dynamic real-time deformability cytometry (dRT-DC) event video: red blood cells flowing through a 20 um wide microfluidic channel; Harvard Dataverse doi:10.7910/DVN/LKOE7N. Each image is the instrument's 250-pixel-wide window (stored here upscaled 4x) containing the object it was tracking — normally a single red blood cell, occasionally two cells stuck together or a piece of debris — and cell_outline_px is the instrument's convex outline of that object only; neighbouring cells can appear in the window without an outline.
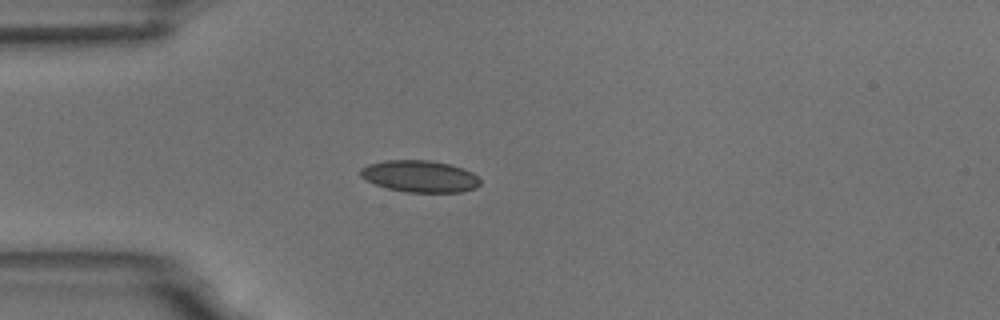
{"species": "common noctule bat (a hibernating species)", "species_latin": "Nyctalus noctula", "temperature_condition": "room temperature", "stored_images_in_passage": 6, "camera_frame_rate_fps": 3000, "um_per_image_px": 0.085, "animal": {"sex": "male", "body_mass_g": 18.8}, "frame": {"image": 1, "passage_image": 4, "time_ms": 3.667, "image_size_px": [1000, 320], "cell_outline_px": [[480, 184], [476, 188], [460, 192], [404, 192], [388, 188], [376, 184], [360, 176], [360, 168], [368, 164], [384, 160], [428, 160], [448, 164], [464, 168], [472, 172], [480, 180]], "centroid_in_image_um": [35.69, 14.98], "position_along_channel_um": 49.3, "area_um2": 22.14}}